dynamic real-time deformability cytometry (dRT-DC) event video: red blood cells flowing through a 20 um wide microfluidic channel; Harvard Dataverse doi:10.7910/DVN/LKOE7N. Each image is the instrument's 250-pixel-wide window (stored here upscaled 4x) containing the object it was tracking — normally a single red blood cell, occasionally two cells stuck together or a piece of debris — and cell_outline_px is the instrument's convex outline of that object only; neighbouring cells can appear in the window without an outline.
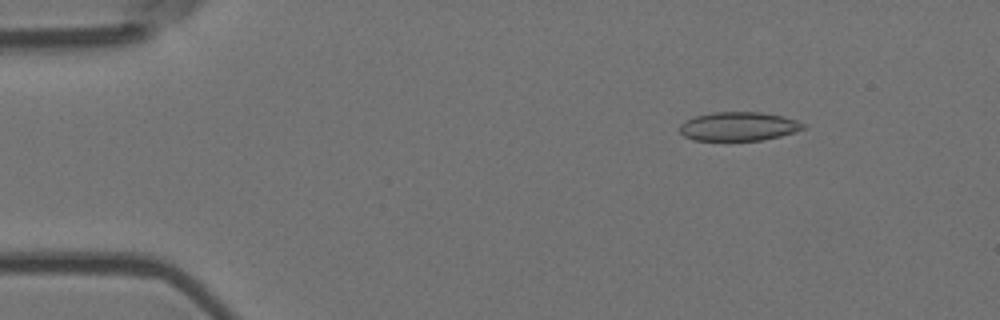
{"species": "Egyptian fruit bat (a non-hibernating species)", "species_latin": "Rousettus aegyptiacus", "temperature_condition": "room temperature", "stored_images_in_passage": 7, "camera_frame_rate_fps": 3000, "um_per_image_px": 0.085, "animal": {"sex": "female"}, "frame": {"image": 1, "passage_image": 2, "time_ms": 0.333, "image_size_px": [1000, 320], "cell_outline_px": [[808, 128], [796, 132], [764, 140], [692, 140], [684, 136], [680, 132], [680, 124], [684, 120], [696, 116], [712, 112], [760, 112], [784, 116], [808, 124]], "centroid_in_image_um": [62.83, 10.74], "position_along_channel_um": 22.2, "area_um2": 21.04}}
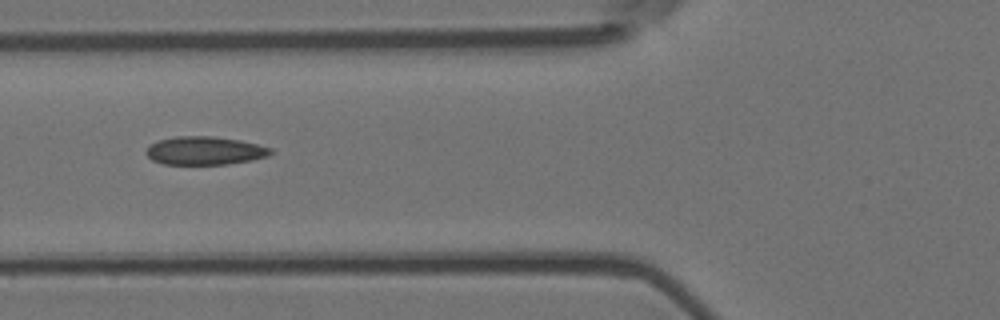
{"frame": {"image": 2, "passage_image": 5, "time_ms": 1.333, "image_size_px": [1000, 320], "cell_outline_px": [[272, 152], [268, 156], [252, 160], [228, 164], [164, 164], [152, 160], [144, 152], [152, 144], [160, 140], [176, 136], [212, 136], [240, 140], [272, 148]], "centroid_in_image_um": [17.42, 12.81], "position_along_channel_um": 108.4, "area_um2": 20.4}}
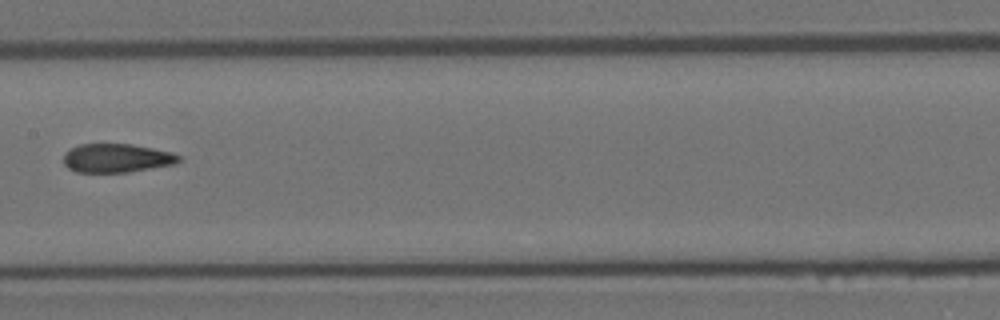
{"frame": {"image": 3, "passage_image": 7, "time_ms": 2.0, "image_size_px": [1000, 320], "cell_outline_px": [[180, 160], [176, 164], [128, 172], [76, 172], [68, 168], [64, 164], [64, 152], [80, 144], [132, 144], [172, 152], [180, 156]], "centroid_in_image_um": [9.92, 13.44], "position_along_channel_um": 197.5, "area_um2": 19.31}}